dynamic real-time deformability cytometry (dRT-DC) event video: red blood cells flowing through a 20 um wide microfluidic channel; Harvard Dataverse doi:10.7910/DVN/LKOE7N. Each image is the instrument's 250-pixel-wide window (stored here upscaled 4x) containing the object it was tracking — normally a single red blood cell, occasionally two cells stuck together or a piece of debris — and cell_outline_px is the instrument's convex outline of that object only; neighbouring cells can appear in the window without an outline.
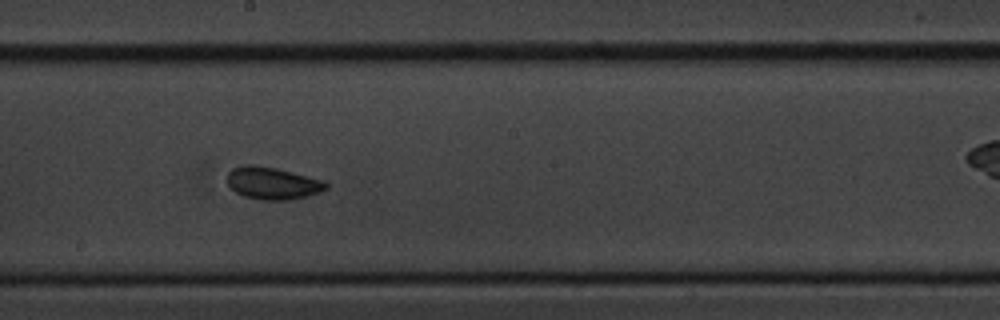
{"species": "common noctule bat (a hibernating species)", "species_latin": "Nyctalus noctula", "temperature_condition": "cold", "stored_images_in_passage": 10, "camera_frame_rate_fps": 3000, "um_per_image_px": 0.085, "animal": {"sex": "male", "body_mass_g": 20.1, "forearm_length_mm": 53.5}, "frame": {"image": 1, "passage_image": 9, "time_ms": 10.333, "image_size_px": [1000, 320], "cell_outline_px": [[328, 188], [320, 192], [308, 196], [288, 200], [260, 200], [244, 196], [236, 192], [228, 184], [228, 172], [232, 168], [244, 164], [256, 164], [276, 168], [324, 180], [328, 184]], "centroid_in_image_um": [23.18, 15.56], "position_along_channel_um": 225.0, "area_um2": 18.73}}